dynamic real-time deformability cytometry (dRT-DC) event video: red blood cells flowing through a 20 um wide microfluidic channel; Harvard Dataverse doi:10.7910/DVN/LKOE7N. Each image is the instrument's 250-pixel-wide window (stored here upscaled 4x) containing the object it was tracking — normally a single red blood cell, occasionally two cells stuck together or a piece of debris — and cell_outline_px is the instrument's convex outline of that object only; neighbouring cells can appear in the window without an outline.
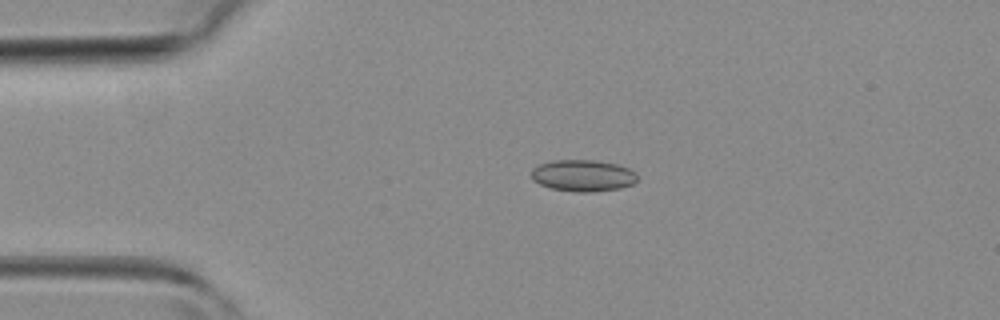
{"species": "common noctule bat (a hibernating species)", "species_latin": "Nyctalus noctula", "temperature_condition": "room temperature", "stored_images_in_passage": 44, "camera_frame_rate_fps": 3000, "um_per_image_px": 0.085, "animal": {"sex": "female", "body_mass_g": 19.3, "forearm_length_mm": 54.1}, "frame": {"image": 1, "passage_image": 9, "time_ms": 2.667, "image_size_px": [1000, 320], "cell_outline_px": [[636, 180], [632, 184], [620, 188], [592, 192], [576, 192], [552, 188], [540, 184], [532, 180], [532, 168], [540, 164], [552, 160], [592, 160], [620, 164], [636, 172]], "centroid_in_image_um": [49.55, 14.92], "position_along_channel_um": 35.4, "area_um2": 19.54}}
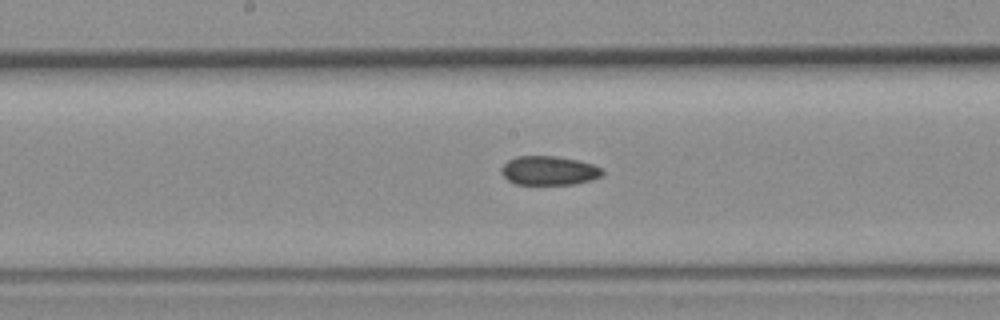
{"frame": {"image": 2, "passage_image": 22, "time_ms": 7.0, "image_size_px": [1000, 320], "cell_outline_px": [[604, 172], [600, 176], [592, 180], [572, 184], [516, 184], [508, 180], [500, 172], [500, 168], [508, 160], [516, 156], [556, 156], [576, 160], [592, 164], [600, 168]], "centroid_in_image_um": [46.63, 14.5], "position_along_channel_um": 201.6, "area_um2": 16.99}}
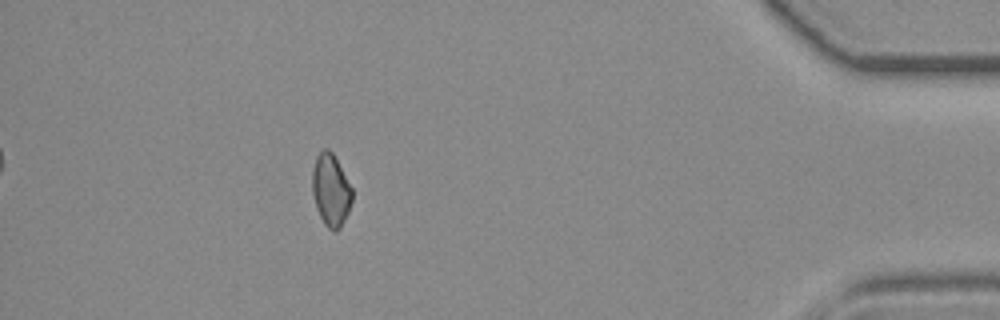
{"frame": {"image": 3, "passage_image": 39, "time_ms": 12.667, "image_size_px": [1000, 320], "cell_outline_px": [[352, 200], [348, 212], [340, 228], [336, 232], [332, 232], [324, 224], [316, 208], [312, 192], [312, 172], [316, 156], [324, 148], [328, 148], [332, 152], [352, 188]], "centroid_in_image_um": [28.11, 16.18], "position_along_channel_um": 407.1, "area_um2": 16.76}}